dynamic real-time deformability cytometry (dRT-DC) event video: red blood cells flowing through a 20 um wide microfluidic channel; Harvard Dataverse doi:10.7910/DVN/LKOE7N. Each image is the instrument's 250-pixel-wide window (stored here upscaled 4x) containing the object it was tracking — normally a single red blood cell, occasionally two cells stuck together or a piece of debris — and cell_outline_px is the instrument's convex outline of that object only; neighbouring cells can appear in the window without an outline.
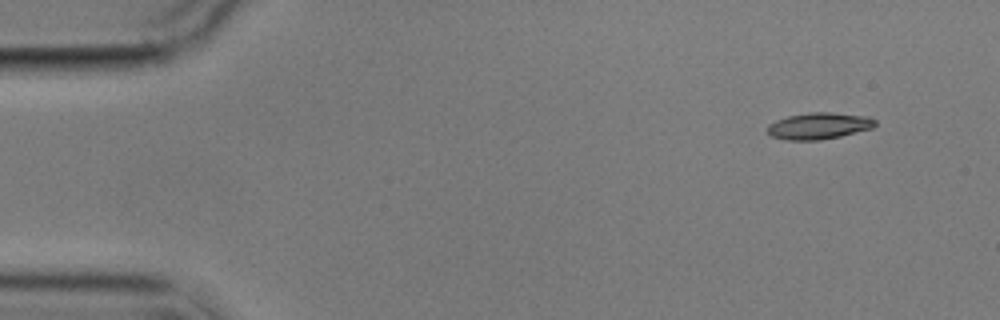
{"species": "common noctule bat (a hibernating species)", "species_latin": "Nyctalus noctula", "temperature_condition": "cold", "stored_images_in_passage": 4, "camera_frame_rate_fps": 3000, "um_per_image_px": 0.085, "animal": {"sex": "male", "body_mass_g": 17.9}, "frame": {"image": 1, "passage_image": 1, "time_ms": 0.0, "image_size_px": [1000, 320], "cell_outline_px": [[876, 124], [872, 128], [840, 136], [820, 140], [784, 140], [768, 136], [768, 124], [776, 120], [788, 116], [808, 112], [828, 112], [868, 116], [876, 120]], "centroid_in_image_um": [69.57, 10.7], "position_along_channel_um": 15.4, "area_um2": 16.76}}